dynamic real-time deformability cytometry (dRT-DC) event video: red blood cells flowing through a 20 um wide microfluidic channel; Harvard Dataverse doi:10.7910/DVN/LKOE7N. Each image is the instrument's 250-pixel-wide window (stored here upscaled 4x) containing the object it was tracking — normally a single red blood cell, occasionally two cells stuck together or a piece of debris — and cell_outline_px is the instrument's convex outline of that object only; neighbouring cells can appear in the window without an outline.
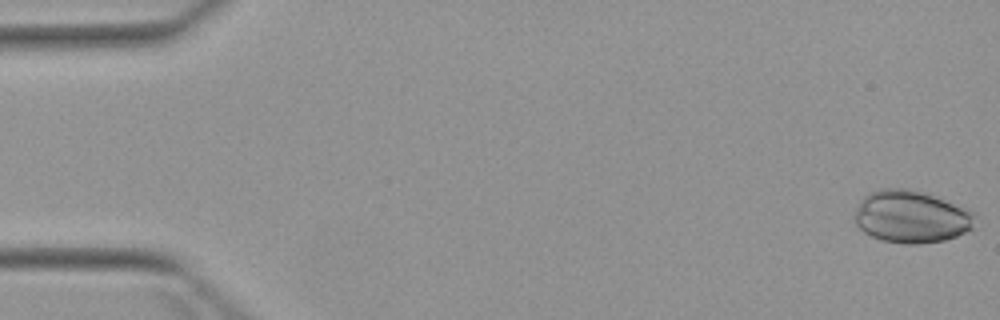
{"species": "Egyptian fruit bat (a non-hibernating species)", "species_latin": "Rousettus aegyptiacus", "temperature_condition": "warm", "stored_images_in_passage": 7, "camera_frame_rate_fps": 3000, "um_per_image_px": 0.085, "animal": {"sex": "female"}, "frame": {"image": 1, "passage_image": 1, "time_ms": 0.0, "image_size_px": [1000, 320], "cell_outline_px": [[976, 228], [956, 236], [944, 240], [920, 244], [904, 244], [880, 240], [864, 232], [856, 224], [856, 208], [860, 200], [868, 192], [880, 188], [908, 188], [924, 192], [968, 208], [976, 216]], "centroid_in_image_um": [77.49, 18.41], "position_along_channel_um": 7.5, "area_um2": 37.22}}
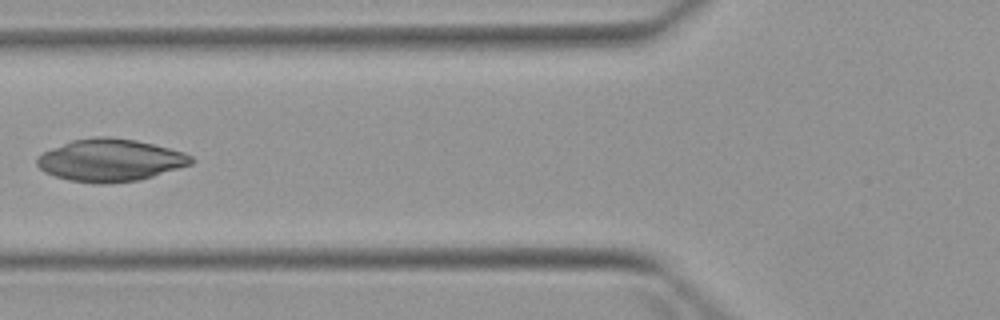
{"frame": {"image": 2, "passage_image": 6, "time_ms": 6.333, "image_size_px": [1000, 320], "cell_outline_px": [[196, 160], [192, 164], [152, 176], [136, 180], [108, 184], [92, 184], [68, 180], [44, 172], [36, 164], [36, 156], [52, 148], [72, 140], [96, 136], [108, 136], [136, 140], [184, 152], [192, 156]], "centroid_in_image_um": [9.35, 13.62], "position_along_channel_um": 116.4, "area_um2": 38.15}}
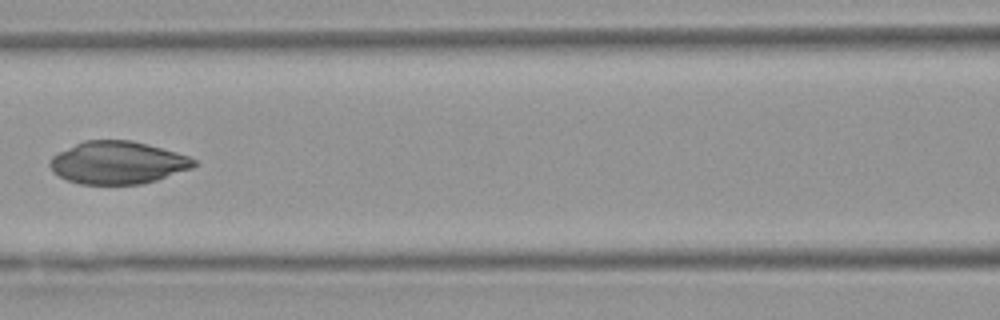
{"frame": {"image": 3, "passage_image": 7, "time_ms": 7.333, "image_size_px": [1000, 320], "cell_outline_px": [[196, 164], [192, 168], [156, 180], [140, 184], [80, 184], [68, 180], [60, 176], [48, 164], [52, 156], [84, 140], [132, 140], [148, 144], [176, 152], [188, 156], [196, 160]], "centroid_in_image_um": [10.02, 13.82], "position_along_channel_um": 156.6, "area_um2": 35.43}}